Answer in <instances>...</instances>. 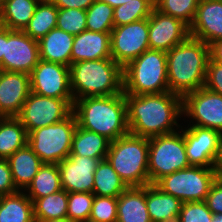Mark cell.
<instances>
[{
    "mask_svg": "<svg viewBox=\"0 0 222 222\" xmlns=\"http://www.w3.org/2000/svg\"><path fill=\"white\" fill-rule=\"evenodd\" d=\"M189 32L207 45L222 40V0H200Z\"/></svg>",
    "mask_w": 222,
    "mask_h": 222,
    "instance_id": "d6986e66",
    "label": "cell"
},
{
    "mask_svg": "<svg viewBox=\"0 0 222 222\" xmlns=\"http://www.w3.org/2000/svg\"><path fill=\"white\" fill-rule=\"evenodd\" d=\"M40 60L38 41L24 31L5 28V54L2 71L29 74Z\"/></svg>",
    "mask_w": 222,
    "mask_h": 222,
    "instance_id": "4fadbf2b",
    "label": "cell"
},
{
    "mask_svg": "<svg viewBox=\"0 0 222 222\" xmlns=\"http://www.w3.org/2000/svg\"><path fill=\"white\" fill-rule=\"evenodd\" d=\"M114 8L101 0H95L86 10L87 30L101 33H111Z\"/></svg>",
    "mask_w": 222,
    "mask_h": 222,
    "instance_id": "836d02e7",
    "label": "cell"
},
{
    "mask_svg": "<svg viewBox=\"0 0 222 222\" xmlns=\"http://www.w3.org/2000/svg\"><path fill=\"white\" fill-rule=\"evenodd\" d=\"M111 33L85 30L74 36L71 64L111 57Z\"/></svg>",
    "mask_w": 222,
    "mask_h": 222,
    "instance_id": "ffe728a7",
    "label": "cell"
},
{
    "mask_svg": "<svg viewBox=\"0 0 222 222\" xmlns=\"http://www.w3.org/2000/svg\"><path fill=\"white\" fill-rule=\"evenodd\" d=\"M214 222H222V216L221 217H216Z\"/></svg>",
    "mask_w": 222,
    "mask_h": 222,
    "instance_id": "681fc988",
    "label": "cell"
},
{
    "mask_svg": "<svg viewBox=\"0 0 222 222\" xmlns=\"http://www.w3.org/2000/svg\"><path fill=\"white\" fill-rule=\"evenodd\" d=\"M167 54L168 87L171 93L182 98L204 87L209 45L189 36Z\"/></svg>",
    "mask_w": 222,
    "mask_h": 222,
    "instance_id": "3957f363",
    "label": "cell"
},
{
    "mask_svg": "<svg viewBox=\"0 0 222 222\" xmlns=\"http://www.w3.org/2000/svg\"><path fill=\"white\" fill-rule=\"evenodd\" d=\"M30 92L29 74L0 70V117H17Z\"/></svg>",
    "mask_w": 222,
    "mask_h": 222,
    "instance_id": "ac0fdd59",
    "label": "cell"
},
{
    "mask_svg": "<svg viewBox=\"0 0 222 222\" xmlns=\"http://www.w3.org/2000/svg\"><path fill=\"white\" fill-rule=\"evenodd\" d=\"M74 99H58L30 92L17 118L27 130L63 121L73 113Z\"/></svg>",
    "mask_w": 222,
    "mask_h": 222,
    "instance_id": "30bf717a",
    "label": "cell"
},
{
    "mask_svg": "<svg viewBox=\"0 0 222 222\" xmlns=\"http://www.w3.org/2000/svg\"><path fill=\"white\" fill-rule=\"evenodd\" d=\"M5 54V27L0 25V69L2 70V59Z\"/></svg>",
    "mask_w": 222,
    "mask_h": 222,
    "instance_id": "bcb514c9",
    "label": "cell"
},
{
    "mask_svg": "<svg viewBox=\"0 0 222 222\" xmlns=\"http://www.w3.org/2000/svg\"><path fill=\"white\" fill-rule=\"evenodd\" d=\"M209 57L212 61L222 64V40L209 44Z\"/></svg>",
    "mask_w": 222,
    "mask_h": 222,
    "instance_id": "ee69618b",
    "label": "cell"
},
{
    "mask_svg": "<svg viewBox=\"0 0 222 222\" xmlns=\"http://www.w3.org/2000/svg\"><path fill=\"white\" fill-rule=\"evenodd\" d=\"M182 201L163 192L155 184L146 185V204L152 222L178 220Z\"/></svg>",
    "mask_w": 222,
    "mask_h": 222,
    "instance_id": "7402d4cb",
    "label": "cell"
},
{
    "mask_svg": "<svg viewBox=\"0 0 222 222\" xmlns=\"http://www.w3.org/2000/svg\"><path fill=\"white\" fill-rule=\"evenodd\" d=\"M31 92L58 99H73L68 66L39 60L30 73Z\"/></svg>",
    "mask_w": 222,
    "mask_h": 222,
    "instance_id": "5bb4252c",
    "label": "cell"
},
{
    "mask_svg": "<svg viewBox=\"0 0 222 222\" xmlns=\"http://www.w3.org/2000/svg\"><path fill=\"white\" fill-rule=\"evenodd\" d=\"M58 8L87 10L95 0H50Z\"/></svg>",
    "mask_w": 222,
    "mask_h": 222,
    "instance_id": "7bdbcfd3",
    "label": "cell"
},
{
    "mask_svg": "<svg viewBox=\"0 0 222 222\" xmlns=\"http://www.w3.org/2000/svg\"><path fill=\"white\" fill-rule=\"evenodd\" d=\"M124 95L129 133L150 138L173 133L181 128V96L170 91L160 94Z\"/></svg>",
    "mask_w": 222,
    "mask_h": 222,
    "instance_id": "6da1fadb",
    "label": "cell"
},
{
    "mask_svg": "<svg viewBox=\"0 0 222 222\" xmlns=\"http://www.w3.org/2000/svg\"><path fill=\"white\" fill-rule=\"evenodd\" d=\"M0 222H36L33 202L24 191L1 196Z\"/></svg>",
    "mask_w": 222,
    "mask_h": 222,
    "instance_id": "484cf974",
    "label": "cell"
},
{
    "mask_svg": "<svg viewBox=\"0 0 222 222\" xmlns=\"http://www.w3.org/2000/svg\"><path fill=\"white\" fill-rule=\"evenodd\" d=\"M149 138L128 133L110 142L106 159L127 187L149 184Z\"/></svg>",
    "mask_w": 222,
    "mask_h": 222,
    "instance_id": "5b68a950",
    "label": "cell"
},
{
    "mask_svg": "<svg viewBox=\"0 0 222 222\" xmlns=\"http://www.w3.org/2000/svg\"><path fill=\"white\" fill-rule=\"evenodd\" d=\"M93 200V193L68 192L67 218L73 222L89 219Z\"/></svg>",
    "mask_w": 222,
    "mask_h": 222,
    "instance_id": "d590c367",
    "label": "cell"
},
{
    "mask_svg": "<svg viewBox=\"0 0 222 222\" xmlns=\"http://www.w3.org/2000/svg\"><path fill=\"white\" fill-rule=\"evenodd\" d=\"M2 3H3V0H0V14L2 12Z\"/></svg>",
    "mask_w": 222,
    "mask_h": 222,
    "instance_id": "f907efd6",
    "label": "cell"
},
{
    "mask_svg": "<svg viewBox=\"0 0 222 222\" xmlns=\"http://www.w3.org/2000/svg\"><path fill=\"white\" fill-rule=\"evenodd\" d=\"M82 222H97V221H93V220H91V219H87V220H84V221H82Z\"/></svg>",
    "mask_w": 222,
    "mask_h": 222,
    "instance_id": "816d5d0a",
    "label": "cell"
},
{
    "mask_svg": "<svg viewBox=\"0 0 222 222\" xmlns=\"http://www.w3.org/2000/svg\"><path fill=\"white\" fill-rule=\"evenodd\" d=\"M18 191L12 179L8 160L0 158V195H10Z\"/></svg>",
    "mask_w": 222,
    "mask_h": 222,
    "instance_id": "b9f144b4",
    "label": "cell"
},
{
    "mask_svg": "<svg viewBox=\"0 0 222 222\" xmlns=\"http://www.w3.org/2000/svg\"><path fill=\"white\" fill-rule=\"evenodd\" d=\"M117 222H152L146 204V186L128 187L118 196Z\"/></svg>",
    "mask_w": 222,
    "mask_h": 222,
    "instance_id": "603a6c76",
    "label": "cell"
},
{
    "mask_svg": "<svg viewBox=\"0 0 222 222\" xmlns=\"http://www.w3.org/2000/svg\"><path fill=\"white\" fill-rule=\"evenodd\" d=\"M118 197L94 195L89 219L97 222H117Z\"/></svg>",
    "mask_w": 222,
    "mask_h": 222,
    "instance_id": "74e56055",
    "label": "cell"
},
{
    "mask_svg": "<svg viewBox=\"0 0 222 222\" xmlns=\"http://www.w3.org/2000/svg\"><path fill=\"white\" fill-rule=\"evenodd\" d=\"M200 0H154L160 12L180 19L189 27L192 24Z\"/></svg>",
    "mask_w": 222,
    "mask_h": 222,
    "instance_id": "e575fe53",
    "label": "cell"
},
{
    "mask_svg": "<svg viewBox=\"0 0 222 222\" xmlns=\"http://www.w3.org/2000/svg\"><path fill=\"white\" fill-rule=\"evenodd\" d=\"M149 49L170 51L189 36V26L180 19L166 15L155 7L148 18Z\"/></svg>",
    "mask_w": 222,
    "mask_h": 222,
    "instance_id": "9a60e30c",
    "label": "cell"
},
{
    "mask_svg": "<svg viewBox=\"0 0 222 222\" xmlns=\"http://www.w3.org/2000/svg\"><path fill=\"white\" fill-rule=\"evenodd\" d=\"M61 189L58 164L43 163L24 192L33 202L35 199L56 193Z\"/></svg>",
    "mask_w": 222,
    "mask_h": 222,
    "instance_id": "f1b7e54d",
    "label": "cell"
},
{
    "mask_svg": "<svg viewBox=\"0 0 222 222\" xmlns=\"http://www.w3.org/2000/svg\"><path fill=\"white\" fill-rule=\"evenodd\" d=\"M110 141L104 136L82 129L77 125L73 135L70 155L106 159Z\"/></svg>",
    "mask_w": 222,
    "mask_h": 222,
    "instance_id": "d4e9b609",
    "label": "cell"
},
{
    "mask_svg": "<svg viewBox=\"0 0 222 222\" xmlns=\"http://www.w3.org/2000/svg\"><path fill=\"white\" fill-rule=\"evenodd\" d=\"M205 202L215 217L222 216V178L213 181Z\"/></svg>",
    "mask_w": 222,
    "mask_h": 222,
    "instance_id": "60d3db41",
    "label": "cell"
},
{
    "mask_svg": "<svg viewBox=\"0 0 222 222\" xmlns=\"http://www.w3.org/2000/svg\"><path fill=\"white\" fill-rule=\"evenodd\" d=\"M28 144V133L17 117H0V158L8 159Z\"/></svg>",
    "mask_w": 222,
    "mask_h": 222,
    "instance_id": "83f0119b",
    "label": "cell"
},
{
    "mask_svg": "<svg viewBox=\"0 0 222 222\" xmlns=\"http://www.w3.org/2000/svg\"><path fill=\"white\" fill-rule=\"evenodd\" d=\"M189 166L183 126L176 132L149 138V184H155L163 176Z\"/></svg>",
    "mask_w": 222,
    "mask_h": 222,
    "instance_id": "52a82bcc",
    "label": "cell"
},
{
    "mask_svg": "<svg viewBox=\"0 0 222 222\" xmlns=\"http://www.w3.org/2000/svg\"><path fill=\"white\" fill-rule=\"evenodd\" d=\"M127 188L107 159L98 163L94 173V195L118 197Z\"/></svg>",
    "mask_w": 222,
    "mask_h": 222,
    "instance_id": "4dcf8cb0",
    "label": "cell"
},
{
    "mask_svg": "<svg viewBox=\"0 0 222 222\" xmlns=\"http://www.w3.org/2000/svg\"><path fill=\"white\" fill-rule=\"evenodd\" d=\"M216 217L205 201L183 202L178 222H214Z\"/></svg>",
    "mask_w": 222,
    "mask_h": 222,
    "instance_id": "f35d334b",
    "label": "cell"
},
{
    "mask_svg": "<svg viewBox=\"0 0 222 222\" xmlns=\"http://www.w3.org/2000/svg\"><path fill=\"white\" fill-rule=\"evenodd\" d=\"M124 94H160L169 92L167 54L146 50L123 67Z\"/></svg>",
    "mask_w": 222,
    "mask_h": 222,
    "instance_id": "8992f818",
    "label": "cell"
},
{
    "mask_svg": "<svg viewBox=\"0 0 222 222\" xmlns=\"http://www.w3.org/2000/svg\"><path fill=\"white\" fill-rule=\"evenodd\" d=\"M68 192L64 189L33 201L35 220L67 218Z\"/></svg>",
    "mask_w": 222,
    "mask_h": 222,
    "instance_id": "1f68e13d",
    "label": "cell"
},
{
    "mask_svg": "<svg viewBox=\"0 0 222 222\" xmlns=\"http://www.w3.org/2000/svg\"><path fill=\"white\" fill-rule=\"evenodd\" d=\"M102 2L107 3L109 6L115 8L117 6L123 5L131 0H101Z\"/></svg>",
    "mask_w": 222,
    "mask_h": 222,
    "instance_id": "7dc6e473",
    "label": "cell"
},
{
    "mask_svg": "<svg viewBox=\"0 0 222 222\" xmlns=\"http://www.w3.org/2000/svg\"><path fill=\"white\" fill-rule=\"evenodd\" d=\"M217 177L222 178V133L219 140L217 155L213 164Z\"/></svg>",
    "mask_w": 222,
    "mask_h": 222,
    "instance_id": "f6af8a7d",
    "label": "cell"
},
{
    "mask_svg": "<svg viewBox=\"0 0 222 222\" xmlns=\"http://www.w3.org/2000/svg\"><path fill=\"white\" fill-rule=\"evenodd\" d=\"M216 178L213 167L190 165L163 176L155 185L182 202L205 201Z\"/></svg>",
    "mask_w": 222,
    "mask_h": 222,
    "instance_id": "9c48e42d",
    "label": "cell"
},
{
    "mask_svg": "<svg viewBox=\"0 0 222 222\" xmlns=\"http://www.w3.org/2000/svg\"><path fill=\"white\" fill-rule=\"evenodd\" d=\"M39 2L38 0H3L0 25L10 30L23 31Z\"/></svg>",
    "mask_w": 222,
    "mask_h": 222,
    "instance_id": "4316f807",
    "label": "cell"
},
{
    "mask_svg": "<svg viewBox=\"0 0 222 222\" xmlns=\"http://www.w3.org/2000/svg\"><path fill=\"white\" fill-rule=\"evenodd\" d=\"M14 185L19 191H24L32 182L33 177L43 165L41 159L33 152L27 144L18 149L8 159Z\"/></svg>",
    "mask_w": 222,
    "mask_h": 222,
    "instance_id": "cb8c5ba5",
    "label": "cell"
},
{
    "mask_svg": "<svg viewBox=\"0 0 222 222\" xmlns=\"http://www.w3.org/2000/svg\"><path fill=\"white\" fill-rule=\"evenodd\" d=\"M56 27L72 35L87 29L86 11L76 8H58Z\"/></svg>",
    "mask_w": 222,
    "mask_h": 222,
    "instance_id": "8d00e7d4",
    "label": "cell"
},
{
    "mask_svg": "<svg viewBox=\"0 0 222 222\" xmlns=\"http://www.w3.org/2000/svg\"><path fill=\"white\" fill-rule=\"evenodd\" d=\"M74 113L61 122L28 133V145L43 163L59 164L70 155L77 128Z\"/></svg>",
    "mask_w": 222,
    "mask_h": 222,
    "instance_id": "ba28073f",
    "label": "cell"
},
{
    "mask_svg": "<svg viewBox=\"0 0 222 222\" xmlns=\"http://www.w3.org/2000/svg\"><path fill=\"white\" fill-rule=\"evenodd\" d=\"M57 14L58 7L50 0L40 1L23 31L33 40L39 41L49 31L56 28Z\"/></svg>",
    "mask_w": 222,
    "mask_h": 222,
    "instance_id": "f546056e",
    "label": "cell"
},
{
    "mask_svg": "<svg viewBox=\"0 0 222 222\" xmlns=\"http://www.w3.org/2000/svg\"><path fill=\"white\" fill-rule=\"evenodd\" d=\"M185 126V127H184ZM185 151L192 166L213 167L221 132L183 124Z\"/></svg>",
    "mask_w": 222,
    "mask_h": 222,
    "instance_id": "2e32d148",
    "label": "cell"
},
{
    "mask_svg": "<svg viewBox=\"0 0 222 222\" xmlns=\"http://www.w3.org/2000/svg\"><path fill=\"white\" fill-rule=\"evenodd\" d=\"M148 18L114 27L111 31V57L124 67L149 50Z\"/></svg>",
    "mask_w": 222,
    "mask_h": 222,
    "instance_id": "7c38bea8",
    "label": "cell"
},
{
    "mask_svg": "<svg viewBox=\"0 0 222 222\" xmlns=\"http://www.w3.org/2000/svg\"><path fill=\"white\" fill-rule=\"evenodd\" d=\"M69 69L74 101L123 93V67L112 58L76 62Z\"/></svg>",
    "mask_w": 222,
    "mask_h": 222,
    "instance_id": "277c9868",
    "label": "cell"
},
{
    "mask_svg": "<svg viewBox=\"0 0 222 222\" xmlns=\"http://www.w3.org/2000/svg\"><path fill=\"white\" fill-rule=\"evenodd\" d=\"M104 159L69 155L59 164L61 187L67 192L93 193L94 173Z\"/></svg>",
    "mask_w": 222,
    "mask_h": 222,
    "instance_id": "e0dca14e",
    "label": "cell"
},
{
    "mask_svg": "<svg viewBox=\"0 0 222 222\" xmlns=\"http://www.w3.org/2000/svg\"><path fill=\"white\" fill-rule=\"evenodd\" d=\"M183 122L222 133V96L205 87L182 98ZM187 119V120H186ZM189 121V122H188Z\"/></svg>",
    "mask_w": 222,
    "mask_h": 222,
    "instance_id": "8fae6325",
    "label": "cell"
},
{
    "mask_svg": "<svg viewBox=\"0 0 222 222\" xmlns=\"http://www.w3.org/2000/svg\"><path fill=\"white\" fill-rule=\"evenodd\" d=\"M204 87L222 96V64L212 61L207 64Z\"/></svg>",
    "mask_w": 222,
    "mask_h": 222,
    "instance_id": "ab89813d",
    "label": "cell"
},
{
    "mask_svg": "<svg viewBox=\"0 0 222 222\" xmlns=\"http://www.w3.org/2000/svg\"><path fill=\"white\" fill-rule=\"evenodd\" d=\"M154 7V0H131L117 6L113 12L114 27L149 18Z\"/></svg>",
    "mask_w": 222,
    "mask_h": 222,
    "instance_id": "d6a6232c",
    "label": "cell"
},
{
    "mask_svg": "<svg viewBox=\"0 0 222 222\" xmlns=\"http://www.w3.org/2000/svg\"><path fill=\"white\" fill-rule=\"evenodd\" d=\"M36 222H73L68 218L62 219H48V220H35Z\"/></svg>",
    "mask_w": 222,
    "mask_h": 222,
    "instance_id": "c3c4849f",
    "label": "cell"
},
{
    "mask_svg": "<svg viewBox=\"0 0 222 222\" xmlns=\"http://www.w3.org/2000/svg\"><path fill=\"white\" fill-rule=\"evenodd\" d=\"M73 113L80 128L98 133L110 142L129 133L124 92L77 99Z\"/></svg>",
    "mask_w": 222,
    "mask_h": 222,
    "instance_id": "7a4b0ae2",
    "label": "cell"
},
{
    "mask_svg": "<svg viewBox=\"0 0 222 222\" xmlns=\"http://www.w3.org/2000/svg\"><path fill=\"white\" fill-rule=\"evenodd\" d=\"M73 42L74 35L53 28L38 41L40 59L69 67Z\"/></svg>",
    "mask_w": 222,
    "mask_h": 222,
    "instance_id": "44dd1931",
    "label": "cell"
}]
</instances>
